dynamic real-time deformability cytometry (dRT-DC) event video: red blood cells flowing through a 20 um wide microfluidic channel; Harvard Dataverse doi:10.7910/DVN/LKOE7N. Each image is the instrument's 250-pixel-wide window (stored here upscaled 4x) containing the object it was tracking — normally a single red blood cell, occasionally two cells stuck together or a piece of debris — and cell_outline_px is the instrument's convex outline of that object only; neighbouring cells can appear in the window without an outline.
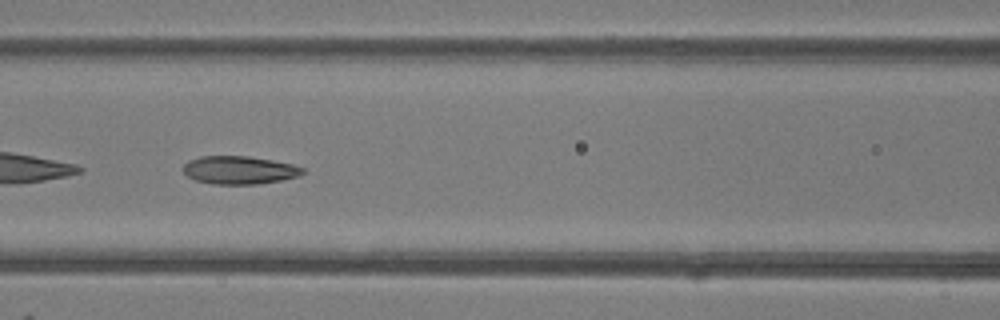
{"species": "common noctule bat (a hibernating species)", "species_latin": "Nyctalus noctula", "temperature_condition": "room temperature", "stored_images_in_passage": 37, "camera_frame_rate_fps": 3000, "um_per_image_px": 0.085, "animal": {"sex": "female"}, "frame": {"image": 1, "passage_image": 11, "time_ms": 3.333, "image_size_px": [1000, 320], "cell_outline_px": [[304, 172], [300, 176], [260, 184], [212, 184], [196, 180], [188, 176], [180, 168], [188, 160], [200, 156], [248, 156], [272, 160], [292, 164], [304, 168]], "centroid_in_image_um": [20.32, 14.45], "position_along_channel_um": 146.3, "area_um2": 19.65}, "authors_computed_cell_mechanics": {"area_um2": 20.5768, "velocity_mm_per_s": 4.1421, "shape_relaxation_time_tau1_ms": 3.6314, "shape_relaxation_time_tau2_ms": 1.6713, "deformation_change_tau1": 0.1632, "deformation_change_tau2": 0.0928}}